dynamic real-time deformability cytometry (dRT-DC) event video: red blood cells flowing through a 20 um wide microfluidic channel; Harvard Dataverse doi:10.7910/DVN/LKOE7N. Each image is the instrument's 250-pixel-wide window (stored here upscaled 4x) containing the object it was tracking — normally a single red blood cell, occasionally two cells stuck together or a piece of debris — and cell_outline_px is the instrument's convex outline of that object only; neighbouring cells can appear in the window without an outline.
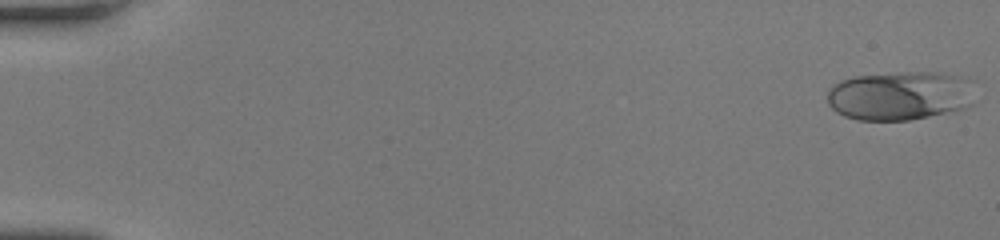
{"species": "human", "species_latin": "Homo sapiens", "temperature_condition": "room temperature", "stored_images_in_passage": 56, "camera_frame_rate_fps": 3000, "um_per_image_px": 0.085, "donor": {"sex": "female"}, "frame": {"image": 1, "passage_image": 1, "time_ms": 0.0, "image_size_px": [1000, 240], "cell_outline_px": [[976, 104], [956, 112], [908, 120], [856, 120], [844, 116], [836, 112], [828, 104], [828, 88], [832, 84], [840, 80], [856, 76], [900, 72], [940, 72], [960, 76], [976, 80]], "centroid_in_image_um": [76.63, 8.13], "position_along_channel_um": 8.4, "area_um2": 43.7}}
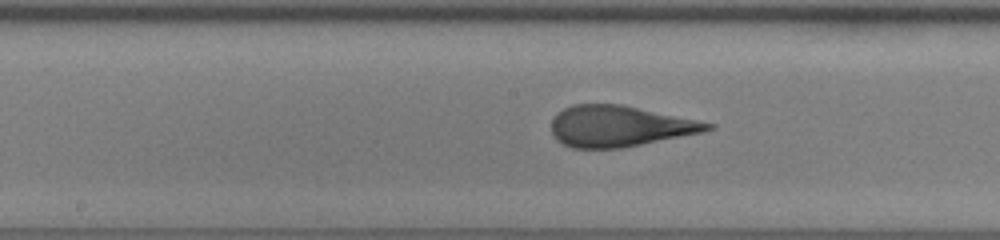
{"frame": {"image": 2, "passage_image": 31, "time_ms": 10.0, "image_size_px": [1000, 240], "cell_outline_px": [[716, 128], [704, 132], [620, 148], [572, 148], [556, 140], [552, 132], [552, 120], [564, 108], [572, 104], [620, 104], [716, 124]], "centroid_in_image_um": [52.66, 10.73], "position_along_channel_um": 195.5, "area_um2": 36.99}}
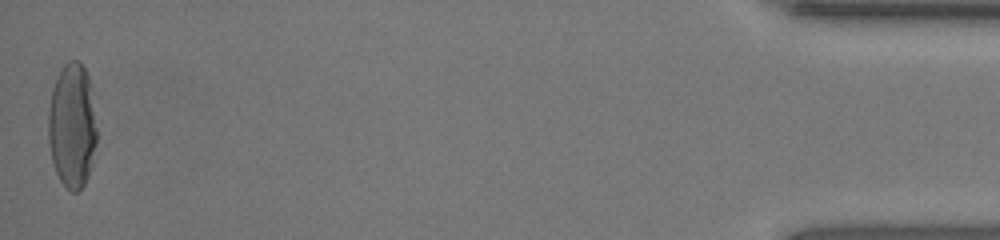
{"frame": {"image": 3, "passage_image": 56, "time_ms": 18.333, "image_size_px": [1000, 240], "cell_outline_px": [[100, 120], [96, 144], [92, 164], [88, 176], [84, 184], [76, 192], [72, 192], [60, 180], [56, 172], [52, 160], [48, 140], [48, 108], [52, 88], [60, 68], [68, 60], [76, 60], [84, 68], [88, 76], [92, 88]], "centroid_in_image_um": [6.18, 10.64], "position_along_channel_um": 429.0, "area_um2": 36.47}, "authors_computed_cell_mechanics": {"area_um2": 37.9168, "velocity_mm_per_s": 3.8512, "shape_relaxation_time_tau1_ms": 5.7627, "shape_relaxation_time_tau2_ms": 0.77, "deformation_change_tau1": 0.2173, "deformation_change_tau2": 0.0895}}